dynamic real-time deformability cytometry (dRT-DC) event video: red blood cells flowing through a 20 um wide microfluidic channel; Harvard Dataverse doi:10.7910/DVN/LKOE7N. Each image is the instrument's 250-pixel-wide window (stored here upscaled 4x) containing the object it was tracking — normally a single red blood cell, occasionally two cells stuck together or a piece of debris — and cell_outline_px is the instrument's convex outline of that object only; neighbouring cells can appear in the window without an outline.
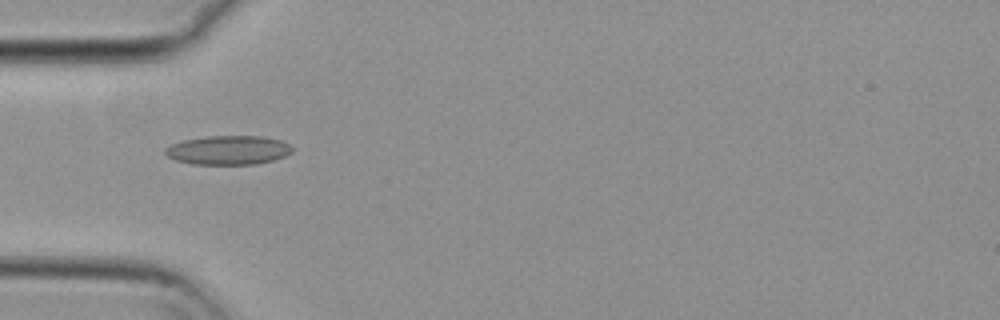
{"species": "common noctule bat (a hibernating species)", "species_latin": "Nyctalus noctula", "temperature_condition": "cold", "stored_images_in_passage": 56, "camera_frame_rate_fps": 3000, "um_per_image_px": 0.085, "animal": {"sex": "female", "body_mass_g": 29.2, "forearm_length_mm": 56.3}, "frame": {"image": 1, "passage_image": 18, "time_ms": 5.667, "image_size_px": [1000, 320], "cell_outline_px": [[292, 152], [284, 156], [272, 160], [256, 164], [192, 164], [176, 160], [168, 156], [164, 152], [164, 148], [172, 144], [184, 140], [204, 136], [264, 136], [280, 140], [288, 144], [292, 148]], "centroid_in_image_um": [19.39, 12.75], "position_along_channel_um": 65.6, "area_um2": 21.44}}
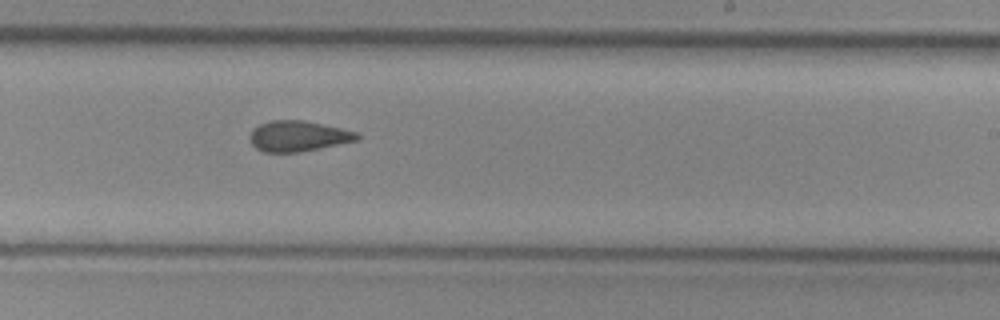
{"frame": {"image": 2, "passage_image": 34, "time_ms": 11.0, "image_size_px": [1000, 320], "cell_outline_px": [[360, 140], [300, 152], [264, 152], [256, 148], [248, 140], [248, 136], [252, 128], [260, 124], [272, 120], [304, 120], [340, 128], [356, 132], [360, 136]], "centroid_in_image_um": [25.31, 11.57], "position_along_channel_um": 263.7, "area_um2": 19.25}}
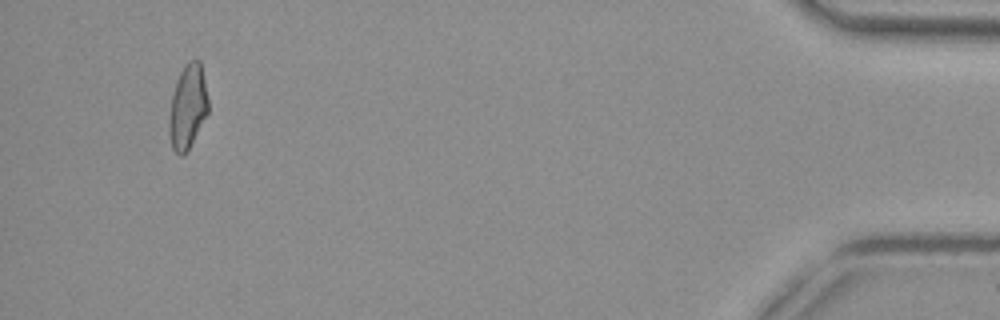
{"frame": {"image": 3, "passage_image": 53, "time_ms": 17.333, "image_size_px": [1000, 320], "cell_outline_px": [[208, 112], [188, 152], [184, 156], [180, 156], [172, 148], [168, 128], [168, 120], [172, 96], [176, 80], [184, 64], [188, 60], [200, 60], [208, 100]], "centroid_in_image_um": [15.94, 9.1], "position_along_channel_um": 419.3, "area_um2": 19.36}, "authors_computed_cell_mechanics": {"area_um2": 19.652, "velocity_mm_per_s": 3.7181, "shape_relaxation_time_tau1_ms": null, "shape_relaxation_time_tau2_ms": 3.1352, "deformation_change_tau1": null, "deformation_change_tau2": 0.0964}}